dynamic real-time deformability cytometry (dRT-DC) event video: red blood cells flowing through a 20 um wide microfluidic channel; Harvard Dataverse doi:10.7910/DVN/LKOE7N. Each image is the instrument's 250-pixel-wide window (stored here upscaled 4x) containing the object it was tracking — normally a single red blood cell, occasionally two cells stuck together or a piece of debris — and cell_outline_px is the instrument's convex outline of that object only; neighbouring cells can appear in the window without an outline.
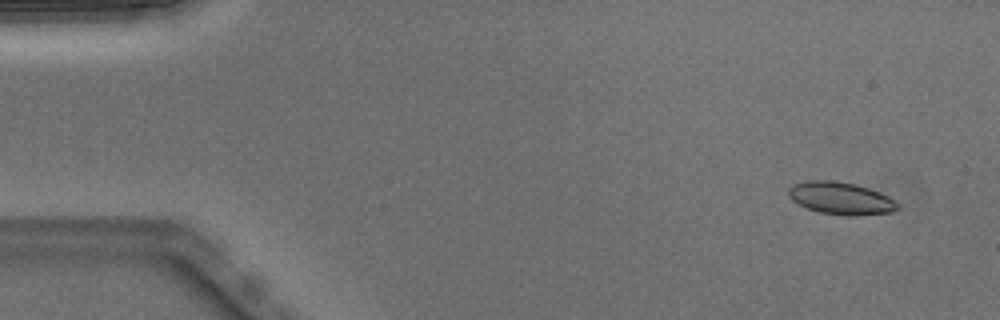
{"species": "Egyptian fruit bat (a non-hibernating species)", "species_latin": "Rousettus aegyptiacus", "temperature_condition": "warm", "stored_images_in_passage": 5, "camera_frame_rate_fps": 3000, "um_per_image_px": 0.085, "animal": {"sex": "male"}, "frame": {"image": 1, "passage_image": 2, "time_ms": 0.333, "image_size_px": [1000, 320], "cell_outline_px": [[900, 208], [892, 212], [856, 216], [848, 216], [820, 212], [808, 208], [792, 200], [788, 196], [788, 188], [792, 184], [808, 180], [832, 180], [856, 184], [868, 188], [888, 196], [896, 200], [900, 204]], "centroid_in_image_um": [71.49, 16.85], "position_along_channel_um": 13.5, "area_um2": 20.75}}
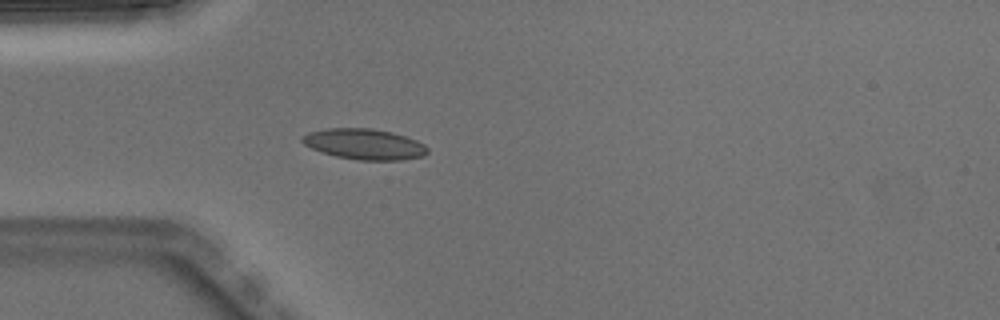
{"frame": {"image": 2, "passage_image": 5, "time_ms": 1.333, "image_size_px": [1000, 320], "cell_outline_px": [[428, 152], [424, 156], [404, 160], [356, 160], [336, 156], [312, 148], [304, 144], [300, 140], [300, 136], [308, 132], [328, 128], [372, 128], [392, 132], [416, 140], [424, 144], [428, 148]], "centroid_in_image_um": [30.97, 12.25], "position_along_channel_um": 54.0, "area_um2": 22.48}}